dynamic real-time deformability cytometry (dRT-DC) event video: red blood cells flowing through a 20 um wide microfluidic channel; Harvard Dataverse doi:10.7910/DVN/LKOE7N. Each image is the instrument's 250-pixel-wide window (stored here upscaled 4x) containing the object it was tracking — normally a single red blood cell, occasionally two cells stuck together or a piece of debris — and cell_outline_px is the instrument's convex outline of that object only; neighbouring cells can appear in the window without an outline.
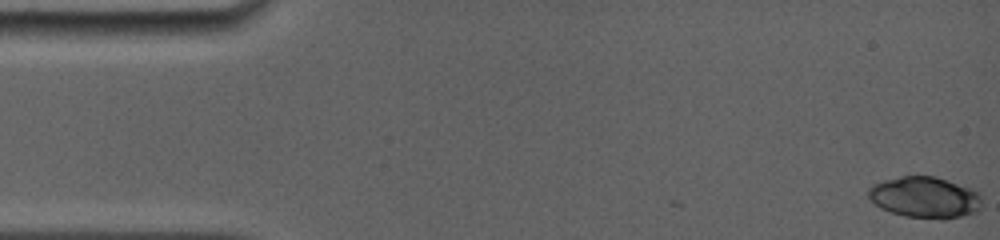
{"species": "common noctule bat (a hibernating species)", "species_latin": "Nyctalus noctula", "temperature_condition": "room temperature", "stored_images_in_passage": 7, "camera_frame_rate_fps": 5000, "um_per_image_px": 0.085, "animal": {"sex": "female", "body_mass_g": 19.0, "forearm_length_mm": 56.7}, "frame": {"image": 1, "passage_image": 1, "time_ms": 0.0, "image_size_px": [1000, 240], "cell_outline_px": [[980, 208], [976, 212], [944, 220], [940, 220], [904, 216], [880, 208], [868, 196], [868, 188], [884, 180], [900, 176], [936, 176], [976, 188], [980, 192]], "centroid_in_image_um": [78.67, 16.77], "position_along_channel_um": 6.3, "area_um2": 27.63}}